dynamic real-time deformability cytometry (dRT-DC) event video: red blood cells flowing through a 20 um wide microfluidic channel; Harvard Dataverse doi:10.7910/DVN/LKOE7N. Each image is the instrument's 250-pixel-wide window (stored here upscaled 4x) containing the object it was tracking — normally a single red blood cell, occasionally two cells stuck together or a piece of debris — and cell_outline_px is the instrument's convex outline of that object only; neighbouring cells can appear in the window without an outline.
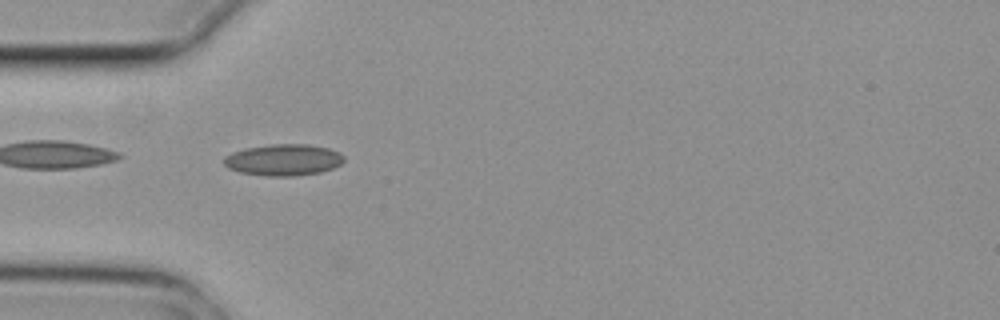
{"species": "common noctule bat (a hibernating species)", "species_latin": "Nyctalus noctula", "temperature_condition": "cold", "stored_images_in_passage": 1, "camera_frame_rate_fps": 3000, "um_per_image_px": 0.085, "animal": {"sex": "female", "body_mass_g": 29.2, "forearm_length_mm": 56.3}, "frame": {"image": 1, "passage_image": 1, "time_ms": 0.0, "image_size_px": [1000, 320], "cell_outline_px": [[344, 160], [340, 164], [332, 168], [320, 172], [292, 176], [268, 176], [240, 172], [228, 168], [224, 164], [224, 156], [232, 152], [244, 148], [272, 144], [308, 144], [328, 148], [340, 152], [344, 156]], "centroid_in_image_um": [24.08, 13.58], "position_along_channel_um": 60.9, "area_um2": 22.02}}